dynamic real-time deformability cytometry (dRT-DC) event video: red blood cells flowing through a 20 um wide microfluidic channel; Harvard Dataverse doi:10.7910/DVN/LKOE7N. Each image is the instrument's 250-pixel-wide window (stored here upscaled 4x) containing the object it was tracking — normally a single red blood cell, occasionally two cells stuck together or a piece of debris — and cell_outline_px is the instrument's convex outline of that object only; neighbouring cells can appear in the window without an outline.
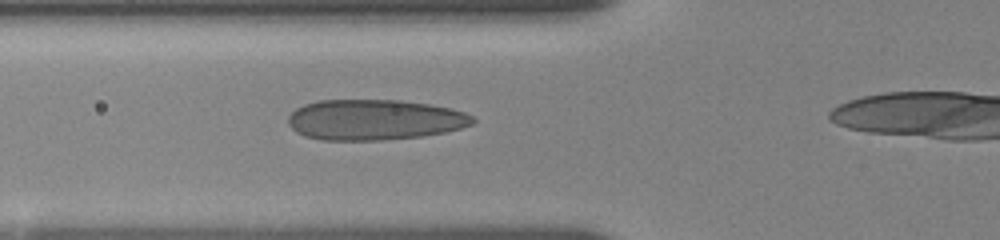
{"species": "human", "species_latin": "Homo sapiens", "temperature_condition": "room temperature", "stored_images_in_passage": 3, "camera_frame_rate_fps": 3000, "um_per_image_px": 0.085, "donor": {"sex": "female"}, "frame": {"image": 1, "passage_image": 3, "time_ms": 1.333, "image_size_px": [1000, 240], "cell_outline_px": [[476, 120], [472, 124], [460, 128], [444, 132], [424, 136], [380, 140], [320, 140], [304, 136], [296, 132], [288, 124], [288, 116], [296, 108], [304, 104], [320, 100], [400, 100], [428, 104], [452, 108], [464, 112], [472, 116]], "centroid_in_image_um": [31.81, 10.18], "position_along_channel_um": 94.0, "area_um2": 43.75}}